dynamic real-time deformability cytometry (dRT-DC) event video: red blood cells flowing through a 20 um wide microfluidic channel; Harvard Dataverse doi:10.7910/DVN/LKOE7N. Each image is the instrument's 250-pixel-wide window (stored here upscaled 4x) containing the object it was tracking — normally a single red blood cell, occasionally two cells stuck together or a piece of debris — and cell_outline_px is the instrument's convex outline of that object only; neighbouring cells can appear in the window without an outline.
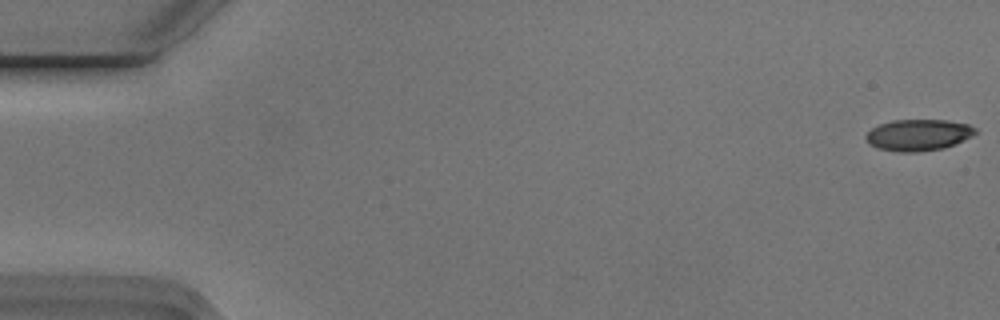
{"species": "Egyptian fruit bat (a non-hibernating species)", "species_latin": "Rousettus aegyptiacus", "temperature_condition": "cold", "stored_images_in_passage": 3, "camera_frame_rate_fps": 3000, "um_per_image_px": 0.085, "animal": {"sex": "male"}, "frame": {"image": 1, "passage_image": 1, "time_ms": 0.0, "image_size_px": [1000, 320], "cell_outline_px": [[976, 132], [972, 136], [944, 148], [916, 152], [896, 152], [876, 148], [868, 144], [864, 136], [872, 128], [880, 124], [892, 120], [948, 120], [968, 124], [976, 128]], "centroid_in_image_um": [78.02, 11.47], "position_along_channel_um": 7.0, "area_um2": 20.11}}